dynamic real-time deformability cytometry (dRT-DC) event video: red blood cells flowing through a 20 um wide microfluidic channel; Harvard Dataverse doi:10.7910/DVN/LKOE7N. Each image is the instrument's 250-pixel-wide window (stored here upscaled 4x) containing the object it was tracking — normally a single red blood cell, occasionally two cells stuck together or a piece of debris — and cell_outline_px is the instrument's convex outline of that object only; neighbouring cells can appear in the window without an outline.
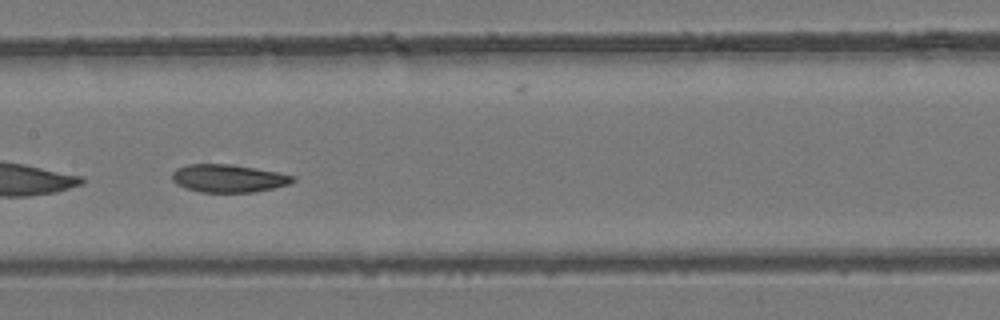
{"species": "common noctule bat (a hibernating species)", "species_latin": "Nyctalus noctula", "temperature_condition": "room temperature", "stored_images_in_passage": 41, "camera_frame_rate_fps": 3000, "um_per_image_px": 0.085, "animal": {"sex": "female", "body_mass_g": 24.6, "forearm_length_mm": 56.2}, "frame": {"image": 1, "passage_image": 18, "time_ms": 5.667, "image_size_px": [1000, 320], "cell_outline_px": [[296, 180], [288, 184], [272, 188], [252, 192], [200, 192], [184, 188], [176, 184], [172, 180], [172, 172], [176, 168], [188, 164], [228, 164], [276, 172], [296, 176]], "centroid_in_image_um": [19.36, 15.16], "position_along_channel_um": 188.0, "area_um2": 19.48}}
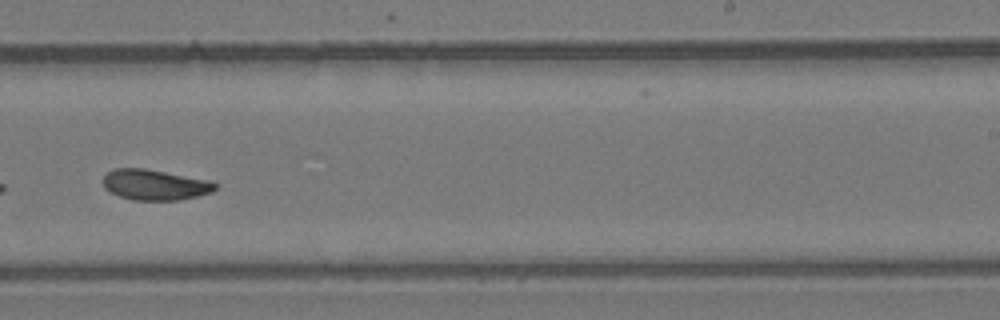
{"frame": {"image": 2, "passage_image": 24, "time_ms": 7.667, "image_size_px": [1000, 320], "cell_outline_px": [[216, 188], [212, 192], [180, 200], [132, 200], [120, 196], [104, 188], [104, 176], [108, 172], [116, 168], [144, 168], [208, 180], [216, 184]], "centroid_in_image_um": [13.16, 15.71], "position_along_channel_um": 275.8, "area_um2": 19.71}}